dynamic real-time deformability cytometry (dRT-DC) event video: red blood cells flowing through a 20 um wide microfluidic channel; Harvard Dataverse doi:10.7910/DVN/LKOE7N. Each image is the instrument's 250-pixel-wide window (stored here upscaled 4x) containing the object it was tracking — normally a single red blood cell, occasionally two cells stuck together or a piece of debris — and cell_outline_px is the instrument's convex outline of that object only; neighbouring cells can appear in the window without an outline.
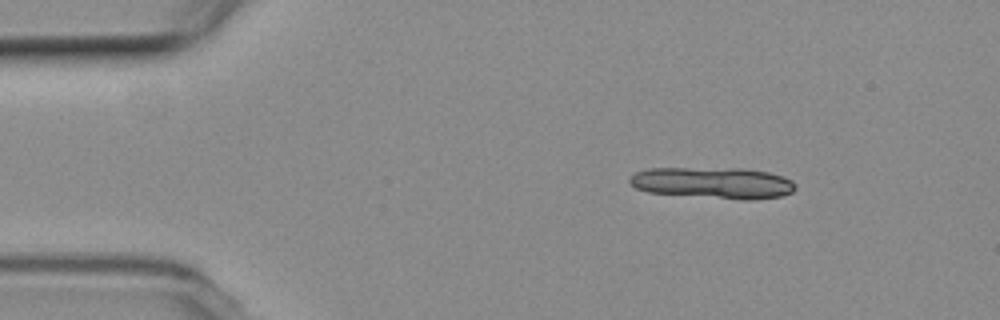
{"species": "common noctule bat (a hibernating species)", "species_latin": "Nyctalus noctula", "temperature_condition": "room temperature", "stored_images_in_passage": 14, "camera_frame_rate_fps": 3000, "um_per_image_px": 0.085, "animal": {"sex": "female", "body_mass_g": 19.3, "forearm_length_mm": 54.1}, "frame": {"image": 1, "passage_image": 7, "time_ms": 2.0, "image_size_px": [1000, 320], "cell_outline_px": [[796, 188], [792, 192], [780, 196], [752, 200], [744, 200], [648, 192], [636, 188], [628, 180], [636, 172], [648, 168], [744, 168], [768, 172], [784, 176], [792, 180], [796, 184]], "centroid_in_image_um": [60.66, 15.53], "position_along_channel_um": 24.3, "area_um2": 30.4}}